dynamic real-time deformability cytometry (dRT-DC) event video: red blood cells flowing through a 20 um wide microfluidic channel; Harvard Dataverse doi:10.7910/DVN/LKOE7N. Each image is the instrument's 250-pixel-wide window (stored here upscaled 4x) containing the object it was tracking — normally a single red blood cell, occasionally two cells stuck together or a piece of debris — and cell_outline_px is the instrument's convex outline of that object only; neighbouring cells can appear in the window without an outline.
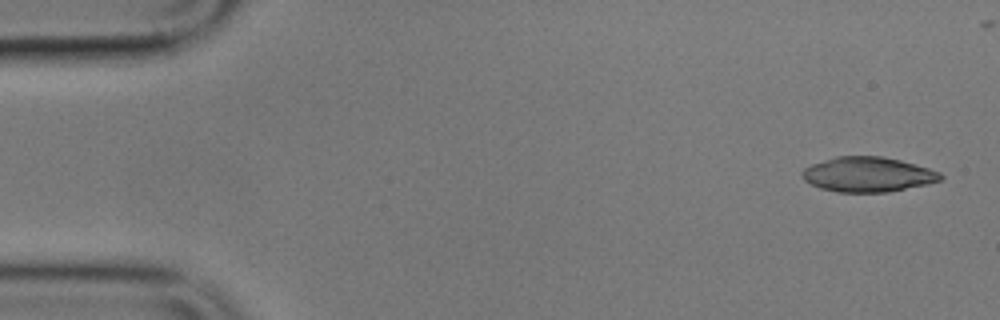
{"species": "common noctule bat (a hibernating species)", "species_latin": "Nyctalus noctula", "temperature_condition": "cold", "stored_images_in_passage": 6, "camera_frame_rate_fps": 3000, "um_per_image_px": 0.085, "animal": {"sex": "male", "body_mass_g": 17.9}, "frame": {"image": 1, "passage_image": 1, "time_ms": 0.0, "image_size_px": [1000, 320], "cell_outline_px": [[944, 176], [940, 180], [928, 184], [888, 192], [836, 192], [820, 188], [804, 180], [800, 172], [804, 168], [812, 164], [836, 156], [884, 156], [900, 160], [928, 168], [940, 172]], "centroid_in_image_um": [73.76, 14.83], "position_along_channel_um": 11.2, "area_um2": 28.15}}